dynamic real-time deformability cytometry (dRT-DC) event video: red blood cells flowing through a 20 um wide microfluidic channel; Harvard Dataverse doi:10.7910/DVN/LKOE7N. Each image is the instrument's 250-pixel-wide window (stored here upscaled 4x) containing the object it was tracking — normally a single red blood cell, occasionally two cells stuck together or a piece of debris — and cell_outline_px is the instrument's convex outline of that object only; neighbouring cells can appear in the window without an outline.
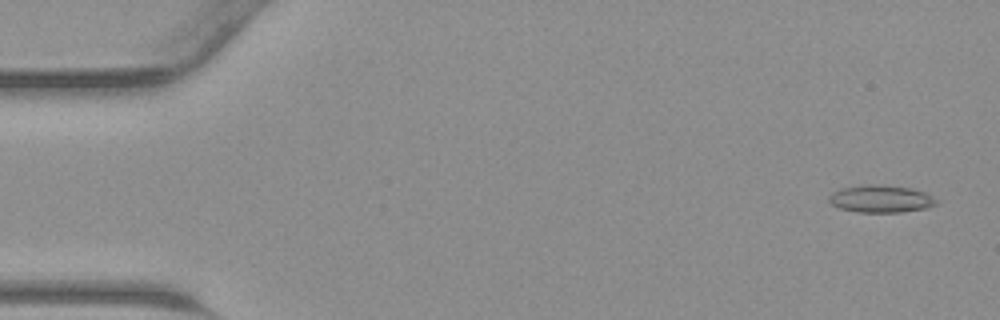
{"species": "common noctule bat (a hibernating species)", "species_latin": "Nyctalus noctula", "temperature_condition": "warm", "stored_images_in_passage": 45, "camera_frame_rate_fps": 3000, "um_per_image_px": 0.085, "animal": {"sex": "male", "body_mass_g": 23.1, "forearm_length_mm": 52.7}, "frame": {"image": 1, "passage_image": 2, "time_ms": 0.333, "image_size_px": [1000, 320], "cell_outline_px": [[940, 200], [936, 204], [928, 208], [900, 212], [856, 212], [840, 208], [832, 204], [828, 200], [828, 196], [832, 192], [840, 188], [860, 184], [884, 184], [912, 188], [924, 192]], "centroid_in_image_um": [74.87, 16.88], "position_along_channel_um": 10.1, "area_um2": 17.51}}
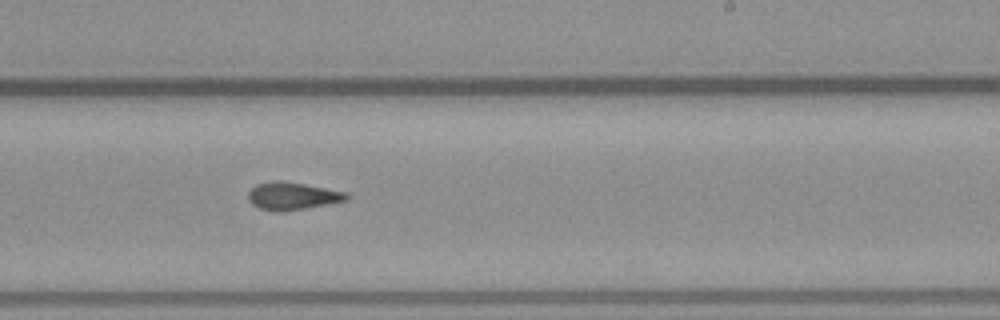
{"frame": {"image": 2, "passage_image": 27, "time_ms": 8.667, "image_size_px": [1000, 320], "cell_outline_px": [[348, 200], [304, 208], [280, 212], [276, 212], [260, 208], [252, 204], [248, 200], [248, 192], [256, 184], [272, 180], [284, 180], [344, 192], [348, 196]], "centroid_in_image_um": [24.78, 16.65], "position_along_channel_um": 264.2, "area_um2": 15.66}}
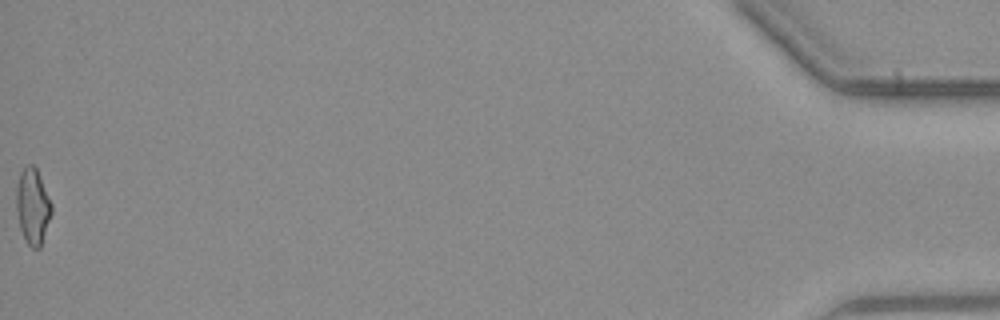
{"frame": {"image": 3, "passage_image": 45, "time_ms": 14.667, "image_size_px": [1000, 320], "cell_outline_px": [[52, 212], [40, 248], [32, 248], [28, 244], [20, 228], [16, 212], [16, 188], [20, 172], [28, 164], [32, 164], [36, 168], [52, 204]], "centroid_in_image_um": [2.77, 17.53], "position_along_channel_um": 432.4, "area_um2": 15.43}}